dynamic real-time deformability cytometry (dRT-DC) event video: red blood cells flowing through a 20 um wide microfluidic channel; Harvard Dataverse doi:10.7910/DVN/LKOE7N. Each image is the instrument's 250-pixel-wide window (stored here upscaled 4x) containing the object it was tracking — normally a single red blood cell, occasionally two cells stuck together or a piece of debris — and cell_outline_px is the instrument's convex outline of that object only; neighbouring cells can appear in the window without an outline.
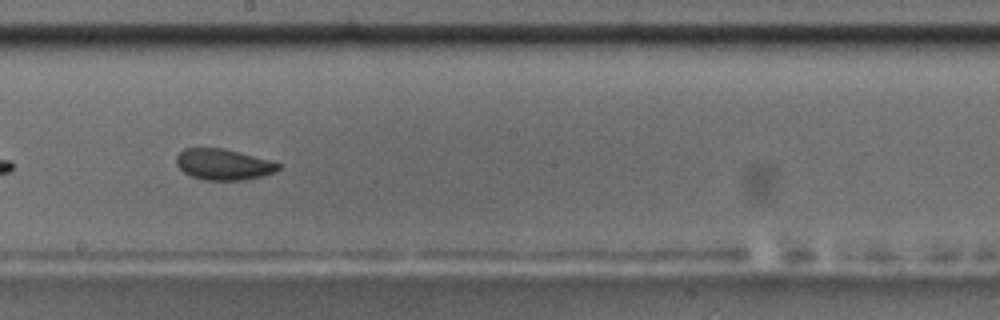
{"species": "common noctule bat (a hibernating species)", "species_latin": "Nyctalus noctula", "temperature_condition": "room temperature", "stored_images_in_passage": 22, "camera_frame_rate_fps": 3000, "um_per_image_px": 0.085, "animal": {"sex": "male", "body_mass_g": 17.5, "forearm_length_mm": 52.3}, "frame": {"image": 1, "passage_image": 16, "time_ms": 5.0, "image_size_px": [1000, 320], "cell_outline_px": [[280, 168], [276, 172], [244, 180], [204, 180], [192, 176], [184, 172], [176, 164], [176, 156], [184, 148], [224, 148], [268, 160], [280, 164]], "centroid_in_image_um": [18.97, 13.98], "position_along_channel_um": 229.2, "area_um2": 18.26}}